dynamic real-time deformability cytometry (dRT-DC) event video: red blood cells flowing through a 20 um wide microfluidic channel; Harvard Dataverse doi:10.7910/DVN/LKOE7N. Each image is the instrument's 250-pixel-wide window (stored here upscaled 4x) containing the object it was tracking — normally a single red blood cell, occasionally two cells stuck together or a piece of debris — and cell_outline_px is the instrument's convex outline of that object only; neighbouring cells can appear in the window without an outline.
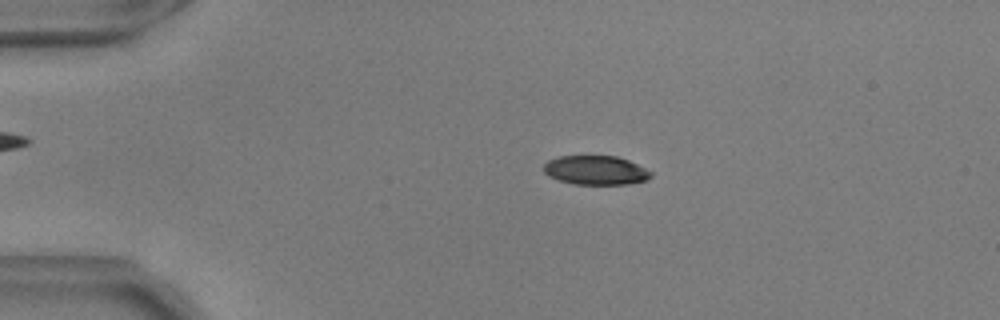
{"species": "common noctule bat (a hibernating species)", "species_latin": "Nyctalus noctula", "temperature_condition": "warm", "stored_images_in_passage": 55, "camera_frame_rate_fps": 3000, "um_per_image_px": 0.085, "animal": {"sex": "male", "body_mass_g": 17.9, "forearm_length_mm": 54.2}, "frame": {"image": 1, "passage_image": 12, "time_ms": 3.667, "image_size_px": [1000, 320], "cell_outline_px": [[652, 176], [648, 180], [628, 184], [572, 184], [548, 176], [544, 172], [544, 164], [548, 160], [560, 156], [616, 156], [628, 160], [652, 172]], "centroid_in_image_um": [50.63, 14.47], "position_along_channel_um": 34.4, "area_um2": 18.15}}
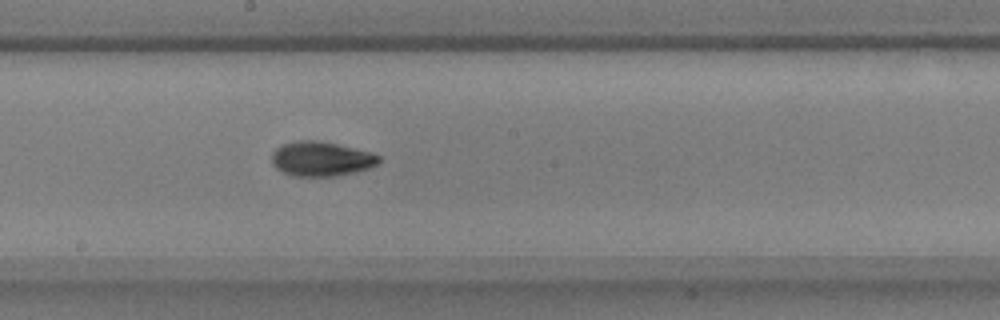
{"frame": {"image": 2, "passage_image": 31, "time_ms": 10.0, "image_size_px": [1000, 320], "cell_outline_px": [[380, 160], [372, 168], [356, 172], [336, 176], [292, 176], [280, 172], [272, 164], [272, 152], [280, 144], [296, 140], [316, 140], [336, 144], [368, 152], [380, 156]], "centroid_in_image_um": [27.25, 13.51], "position_along_channel_um": 221.0, "area_um2": 21.73}}
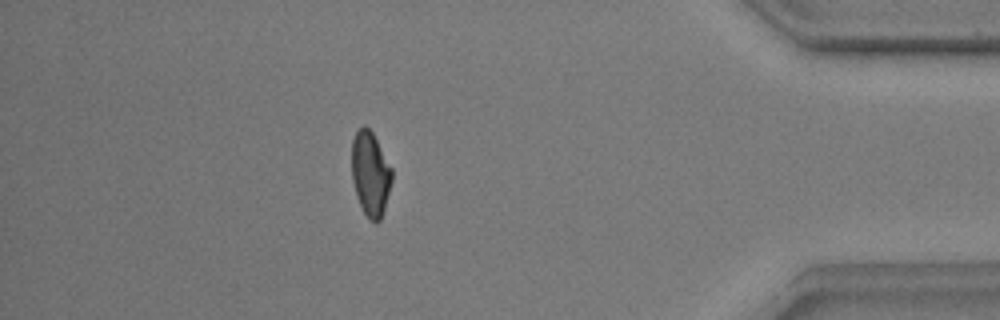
{"frame": {"image": 3, "passage_image": 49, "time_ms": 16.0, "image_size_px": [1000, 320], "cell_outline_px": [[392, 180], [384, 208], [380, 220], [376, 224], [368, 220], [356, 196], [352, 180], [352, 140], [356, 132], [364, 124], [372, 132], [392, 168]], "centroid_in_image_um": [31.48, 14.79], "position_along_channel_um": 403.7, "area_um2": 19.71}, "authors_computed_cell_mechanics": {"area_um2": 20.0566, "velocity_mm_per_s": 3.6956, "shape_relaxation_time_tau1_ms": 4.0661, "shape_relaxation_time_tau2_ms": 4.1879, "deformation_change_tau1": 0.1572, "deformation_change_tau2": 0.0761}}